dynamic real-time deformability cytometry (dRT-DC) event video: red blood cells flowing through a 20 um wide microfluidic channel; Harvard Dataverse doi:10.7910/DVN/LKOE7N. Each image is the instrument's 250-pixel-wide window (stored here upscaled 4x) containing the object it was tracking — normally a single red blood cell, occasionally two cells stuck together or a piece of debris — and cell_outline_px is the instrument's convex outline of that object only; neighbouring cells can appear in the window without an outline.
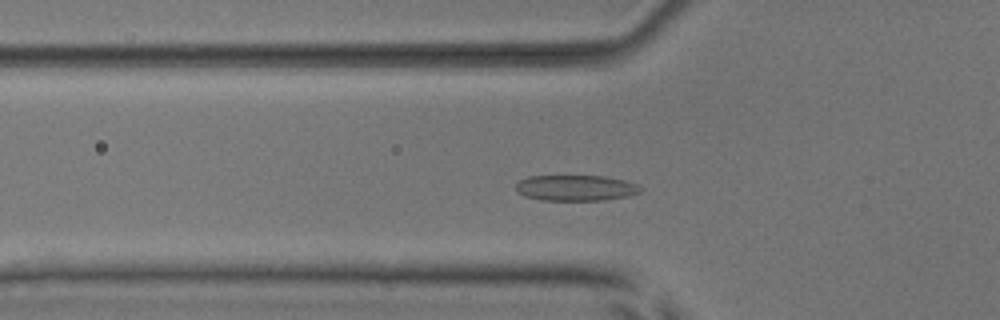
{"species": "common noctule bat (a hibernating species)", "species_latin": "Nyctalus noctula", "temperature_condition": "room temperature", "stored_images_in_passage": 52, "camera_frame_rate_fps": 3000, "um_per_image_px": 0.085, "animal": {"sex": "male", "body_mass_g": 17.9, "forearm_length_mm": 54.2}, "frame": {"image": 1, "passage_image": 16, "time_ms": 5.0, "image_size_px": [1000, 320], "cell_outline_px": [[644, 188], [640, 192], [628, 196], [604, 200], [544, 200], [524, 196], [516, 188], [516, 184], [520, 180], [528, 176], [604, 176], [624, 180], [636, 184]], "centroid_in_image_um": [48.97, 15.97], "position_along_channel_um": 76.8, "area_um2": 18.61}}
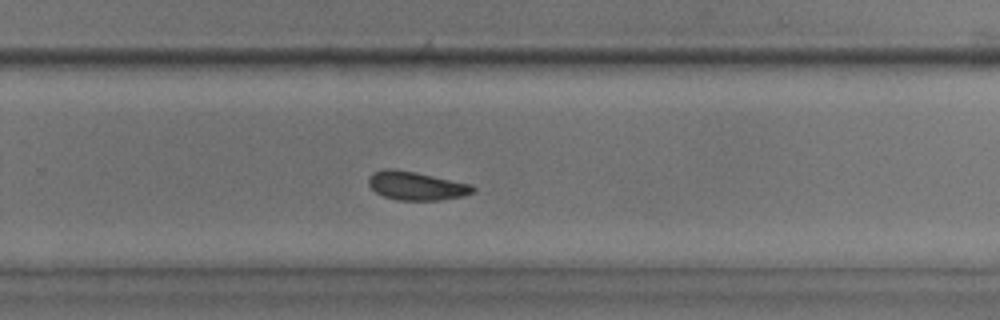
{"frame": {"image": 2, "passage_image": 33, "time_ms": 10.667, "image_size_px": [1000, 320], "cell_outline_px": [[476, 188], [472, 192], [464, 196], [440, 200], [400, 200], [384, 196], [376, 192], [368, 184], [368, 176], [372, 172], [384, 168], [396, 168], [416, 172], [472, 184]], "centroid_in_image_um": [35.37, 15.77], "position_along_channel_um": 294.4, "area_um2": 17.51}}
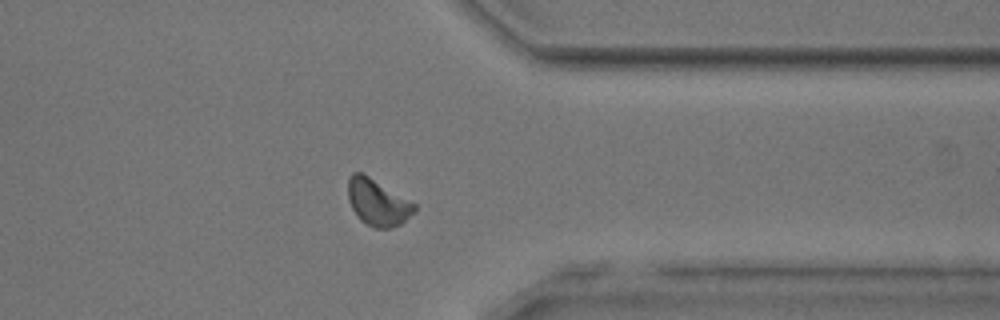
{"frame": {"image": 3, "passage_image": 40, "time_ms": 13.0, "image_size_px": [1000, 320], "cell_outline_px": [[416, 208], [400, 224], [388, 228], [372, 228], [360, 220], [356, 216], [348, 200], [348, 180], [352, 172], [360, 172], [368, 176], [416, 204]], "centroid_in_image_um": [32.05, 17.21], "position_along_channel_um": 379.4, "area_um2": 17.69}, "authors_computed_cell_mechanics": {"area_um2": 17.6001, "velocity_mm_per_s": 3.8504, "shape_relaxation_time_tau1_ms": 3.1469, "shape_relaxation_time_tau2_ms": 4.355, "deformation_change_tau1": 0.0847, "deformation_change_tau2": 0.1008}}